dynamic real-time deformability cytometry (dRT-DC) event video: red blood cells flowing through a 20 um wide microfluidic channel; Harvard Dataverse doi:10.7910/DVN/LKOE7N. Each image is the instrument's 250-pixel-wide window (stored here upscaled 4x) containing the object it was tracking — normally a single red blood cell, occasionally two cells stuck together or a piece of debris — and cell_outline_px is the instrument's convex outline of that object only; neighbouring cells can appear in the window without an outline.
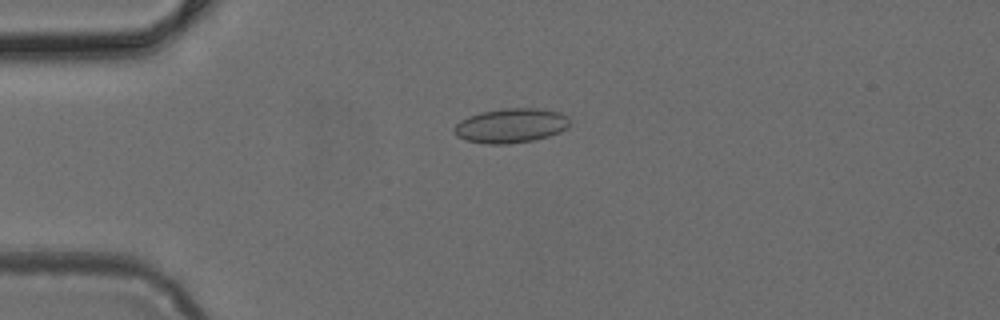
{"species": "common noctule bat (a hibernating species)", "species_latin": "Nyctalus noctula", "temperature_condition": "cold", "stored_images_in_passage": 6, "camera_frame_rate_fps": 3000, "um_per_image_px": 0.085, "animal": {"sex": "female", "body_mass_g": 24.6, "forearm_length_mm": 56.2}, "frame": {"image": 1, "passage_image": 4, "time_ms": 1.0, "image_size_px": [1000, 320], "cell_outline_px": [[568, 128], [560, 132], [536, 140], [508, 144], [488, 144], [464, 140], [456, 136], [452, 128], [460, 120], [468, 116], [480, 112], [504, 108], [536, 108], [560, 112], [568, 116]], "centroid_in_image_um": [43.4, 10.68], "position_along_channel_um": 41.6, "area_um2": 23.47}}
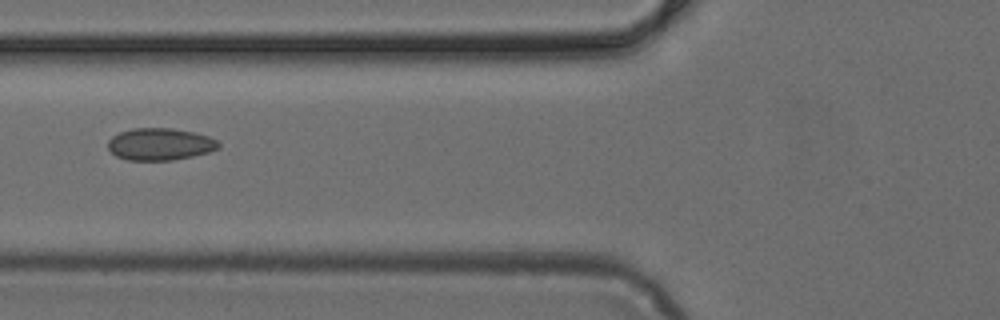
{"frame": {"image": 2, "passage_image": 6, "time_ms": 1.667, "image_size_px": [1000, 320], "cell_outline_px": [[220, 148], [208, 152], [192, 156], [172, 160], [128, 160], [116, 156], [108, 148], [108, 140], [112, 136], [120, 132], [132, 128], [172, 128], [196, 132], [208, 136], [216, 140], [220, 144]], "centroid_in_image_um": [13.6, 12.25], "position_along_channel_um": 112.2, "area_um2": 20.75}}